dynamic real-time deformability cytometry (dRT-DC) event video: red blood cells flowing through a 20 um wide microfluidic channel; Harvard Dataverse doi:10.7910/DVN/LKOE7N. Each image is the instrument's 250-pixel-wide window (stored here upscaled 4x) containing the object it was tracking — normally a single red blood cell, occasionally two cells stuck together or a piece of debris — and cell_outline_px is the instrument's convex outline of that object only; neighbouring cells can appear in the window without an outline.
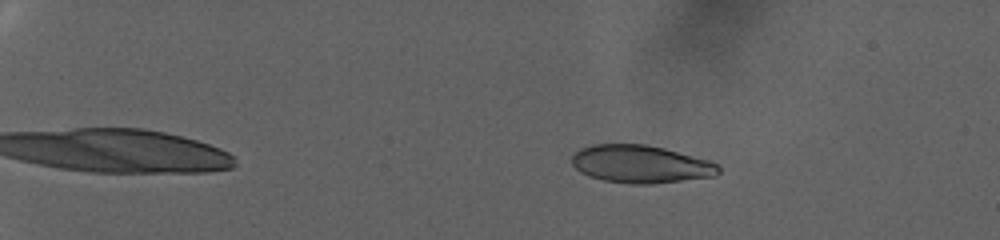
{"species": "human", "species_latin": "Homo sapiens", "temperature_condition": "warm", "stored_images_in_passage": 64, "camera_frame_rate_fps": 3000, "um_per_image_px": 0.085, "donor": {"sex": "female"}, "frame": {"image": 1, "passage_image": 5, "time_ms": 1.333, "image_size_px": [1000, 240], "cell_outline_px": [[720, 172], [716, 176], [652, 184], [632, 184], [604, 180], [588, 176], [580, 172], [572, 164], [572, 156], [580, 148], [592, 144], [644, 144], [664, 148], [708, 160], [716, 164], [720, 168]], "centroid_in_image_um": [54.44, 13.95], "position_along_channel_um": 30.6, "area_um2": 32.25}}
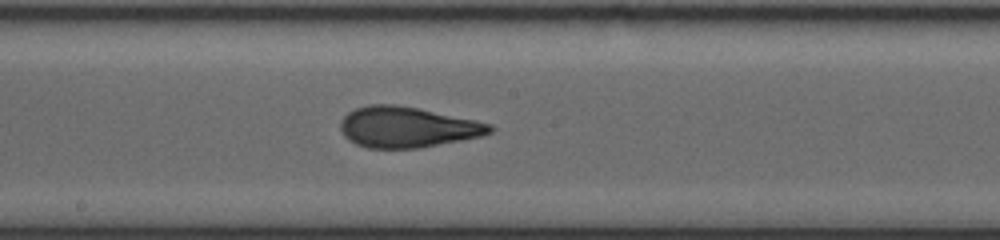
{"frame": {"image": 2, "passage_image": 36, "time_ms": 11.667, "image_size_px": [1000, 240], "cell_outline_px": [[496, 128], [492, 132], [480, 136], [420, 148], [368, 148], [356, 144], [348, 140], [344, 136], [340, 128], [340, 120], [348, 112], [356, 108], [368, 104], [396, 104], [420, 108], [476, 120], [492, 124]], "centroid_in_image_um": [34.61, 10.79], "position_along_channel_um": 213.6, "area_um2": 35.66}}
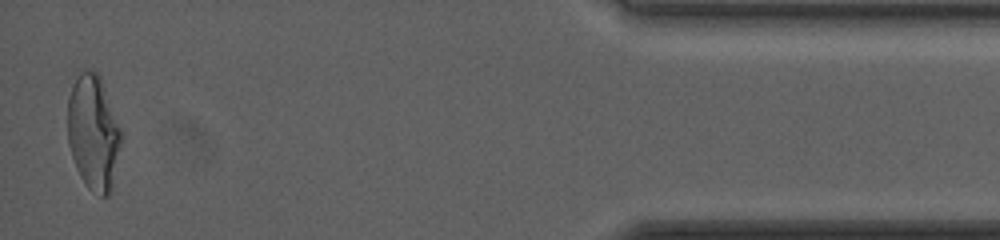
{"frame": {"image": 3, "passage_image": 64, "time_ms": 21.0, "image_size_px": [1000, 240], "cell_outline_px": [[124, 136], [112, 192], [108, 196], [100, 196], [92, 192], [88, 188], [80, 176], [76, 168], [68, 144], [68, 96], [72, 84], [80, 72], [92, 68], [100, 76], [124, 132]], "centroid_in_image_um": [7.99, 11.29], "position_along_channel_um": 427.2, "area_um2": 36.99}, "authors_computed_cell_mechanics": {"area_um2": 34.5066, "velocity_mm_per_s": 2.546, "shape_relaxation_time_tau1_ms": null, "shape_relaxation_time_tau2_ms": 1.4226, "deformation_change_tau1": null, "deformation_change_tau2": 0.0806}}